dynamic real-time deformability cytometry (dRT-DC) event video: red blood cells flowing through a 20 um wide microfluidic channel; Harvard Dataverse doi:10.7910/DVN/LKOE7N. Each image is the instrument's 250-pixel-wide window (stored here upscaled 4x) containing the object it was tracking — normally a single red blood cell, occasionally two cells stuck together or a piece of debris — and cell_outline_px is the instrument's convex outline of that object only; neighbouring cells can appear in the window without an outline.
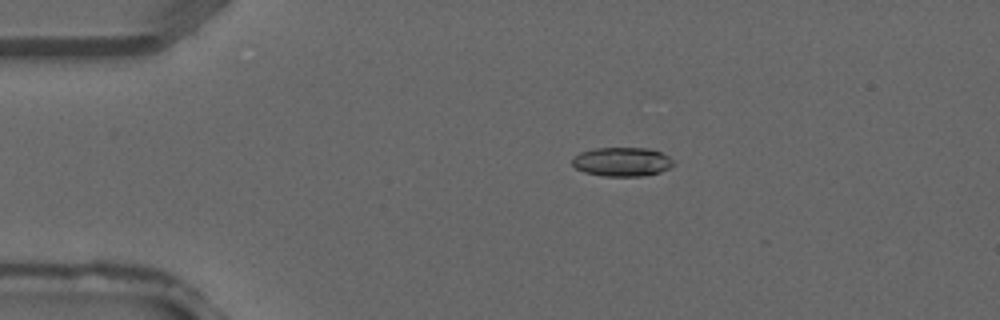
{"species": "common noctule bat (a hibernating species)", "species_latin": "Nyctalus noctula", "temperature_condition": "warm", "stored_images_in_passage": 39, "camera_frame_rate_fps": 3000, "um_per_image_px": 0.085, "animal": {"sex": "male", "forearm_length_mm": 52.5}, "frame": {"image": 1, "passage_image": 8, "time_ms": 2.333, "image_size_px": [1000, 320], "cell_outline_px": [[672, 164], [668, 168], [660, 172], [644, 176], [604, 176], [584, 172], [576, 168], [572, 164], [572, 156], [580, 152], [596, 148], [648, 148], [660, 152], [668, 156], [672, 160]], "centroid_in_image_um": [52.83, 13.75], "position_along_channel_um": 32.2, "area_um2": 17.05}}
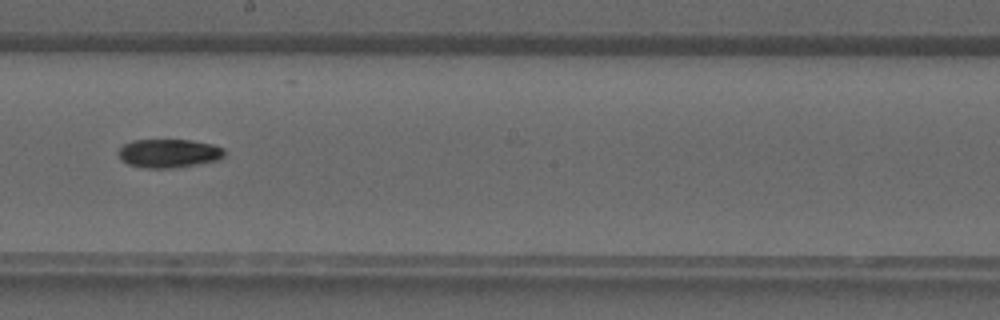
{"frame": {"image": 2, "passage_image": 22, "time_ms": 7.0, "image_size_px": [1000, 320], "cell_outline_px": [[224, 156], [220, 160], [200, 164], [172, 168], [144, 168], [128, 164], [120, 160], [116, 152], [124, 144], [132, 140], [188, 140], [212, 144], [224, 148]], "centroid_in_image_um": [14.33, 13.04], "position_along_channel_um": 233.9, "area_um2": 17.92}}
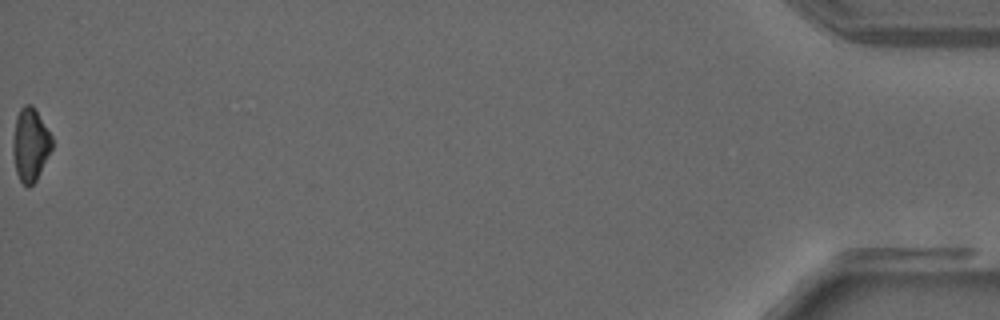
{"frame": {"image": 3, "passage_image": 39, "time_ms": 12.667, "image_size_px": [1000, 320], "cell_outline_px": [[52, 148], [36, 180], [28, 188], [20, 180], [16, 172], [12, 152], [12, 140], [16, 116], [20, 108], [24, 104], [32, 104], [36, 108], [52, 136]], "centroid_in_image_um": [2.57, 12.25], "position_along_channel_um": 432.6, "area_um2": 16.82}}